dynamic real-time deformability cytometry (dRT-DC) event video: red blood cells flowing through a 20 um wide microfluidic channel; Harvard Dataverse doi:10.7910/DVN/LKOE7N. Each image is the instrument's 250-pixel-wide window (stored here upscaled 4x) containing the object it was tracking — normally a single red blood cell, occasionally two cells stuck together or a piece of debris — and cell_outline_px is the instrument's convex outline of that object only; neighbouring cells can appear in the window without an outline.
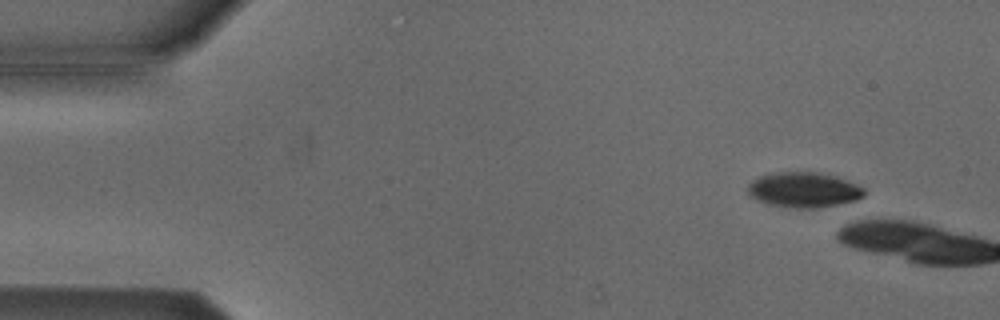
{"species": "Egyptian fruit bat (a non-hibernating species)", "species_latin": "Rousettus aegyptiacus", "temperature_condition": "cold", "stored_images_in_passage": 6, "camera_frame_rate_fps": 3000, "um_per_image_px": 0.085, "animal": {"sex": "male"}, "frame": {"image": 1, "passage_image": 5, "time_ms": 1.333, "image_size_px": [1000, 320], "cell_outline_px": [[864, 196], [856, 200], [816, 208], [796, 208], [768, 204], [756, 200], [748, 196], [748, 184], [752, 180], [760, 176], [776, 172], [820, 172], [836, 176], [848, 180], [864, 188]], "centroid_in_image_um": [68.3, 16.13], "position_along_channel_um": 16.7, "area_um2": 23.93}}